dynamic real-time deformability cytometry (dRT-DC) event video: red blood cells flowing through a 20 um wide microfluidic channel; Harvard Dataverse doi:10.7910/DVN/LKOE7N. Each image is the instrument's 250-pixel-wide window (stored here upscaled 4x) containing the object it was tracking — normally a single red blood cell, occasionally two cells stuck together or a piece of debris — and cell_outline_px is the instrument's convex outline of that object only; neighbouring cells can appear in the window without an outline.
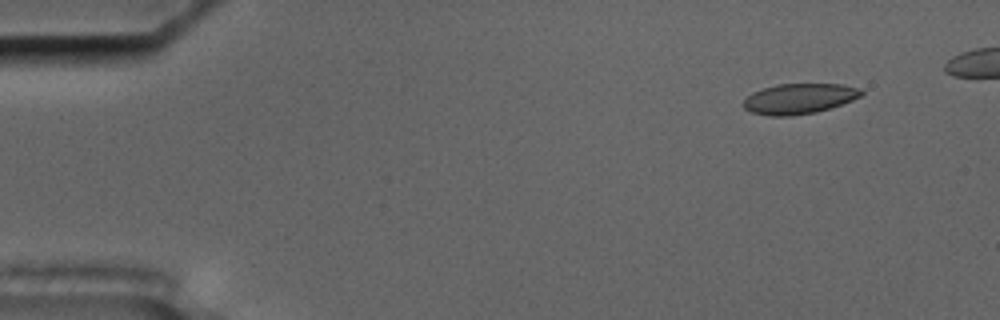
{"species": "common noctule bat (a hibernating species)", "species_latin": "Nyctalus noctula", "temperature_condition": "cold", "stored_images_in_passage": 12, "camera_frame_rate_fps": 3000, "um_per_image_px": 0.085, "animal": {"sex": "male", "body_mass_g": 17.5, "forearm_length_mm": 52.3}, "frame": {"image": 1, "passage_image": 4, "time_ms": 1.0, "image_size_px": [1000, 320], "cell_outline_px": [[864, 92], [860, 96], [852, 100], [816, 112], [792, 116], [768, 116], [752, 112], [744, 108], [744, 100], [752, 92], [776, 84], [844, 84], [860, 88]], "centroid_in_image_um": [67.92, 8.38], "position_along_channel_um": 17.1, "area_um2": 20.75}}